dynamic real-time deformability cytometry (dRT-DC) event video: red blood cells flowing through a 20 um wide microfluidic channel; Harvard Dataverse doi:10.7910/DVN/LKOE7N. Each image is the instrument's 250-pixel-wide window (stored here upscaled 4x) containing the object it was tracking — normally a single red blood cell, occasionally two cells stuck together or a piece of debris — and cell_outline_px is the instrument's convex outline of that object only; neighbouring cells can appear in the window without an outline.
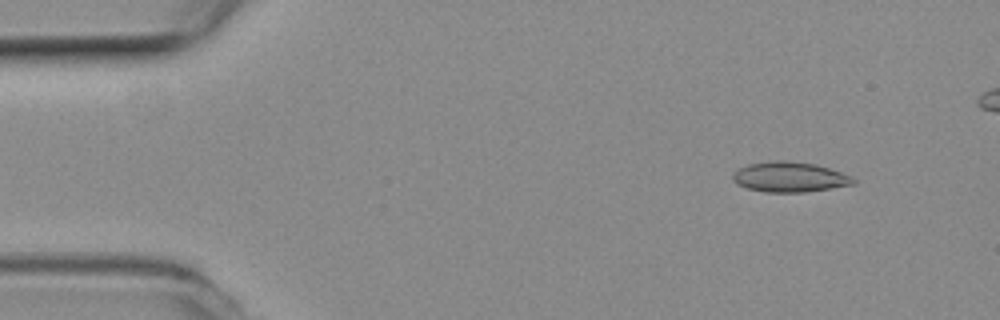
{"species": "common noctule bat (a hibernating species)", "species_latin": "Nyctalus noctula", "temperature_condition": "room temperature", "stored_images_in_passage": 6, "camera_frame_rate_fps": 3000, "um_per_image_px": 0.085, "animal": {"sex": "female", "body_mass_g": 19.3, "forearm_length_mm": 54.1}, "frame": {"image": 1, "passage_image": 2, "time_ms": 0.333, "image_size_px": [1000, 320], "cell_outline_px": [[856, 184], [832, 188], [804, 192], [764, 192], [748, 188], [736, 184], [732, 180], [732, 176], [740, 168], [748, 164], [776, 160], [788, 160], [816, 164], [852, 176], [856, 180]], "centroid_in_image_um": [67.14, 15.04], "position_along_channel_um": 17.9, "area_um2": 21.21}}